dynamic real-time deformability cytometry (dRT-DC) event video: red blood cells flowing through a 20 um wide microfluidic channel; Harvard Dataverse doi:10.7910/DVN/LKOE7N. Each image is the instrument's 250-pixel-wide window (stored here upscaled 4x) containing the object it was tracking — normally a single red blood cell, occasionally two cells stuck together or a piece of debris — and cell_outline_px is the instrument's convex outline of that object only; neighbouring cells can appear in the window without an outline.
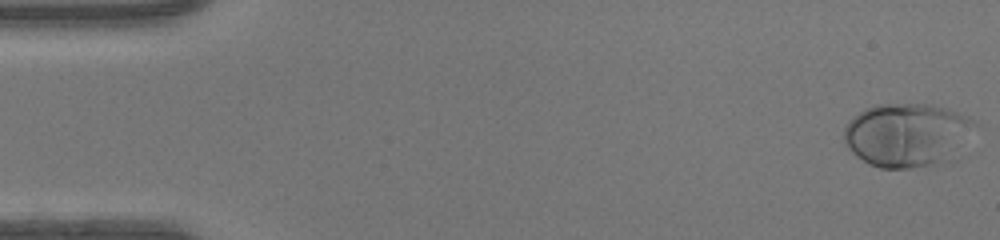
{"species": "human", "species_latin": "Homo sapiens", "temperature_condition": "warm", "stored_images_in_passage": 47, "camera_frame_rate_fps": 3000, "um_per_image_px": 0.085, "donor": {"sex": "female"}, "frame": {"image": 1, "passage_image": 1, "time_ms": 0.0, "image_size_px": [1000, 240], "cell_outline_px": [[980, 124], [956, 160], [952, 164], [912, 168], [880, 168], [868, 164], [856, 156], [848, 148], [844, 140], [844, 128], [848, 120], [864, 108], [876, 104], [928, 104], [948, 108], [968, 116], [976, 120]], "centroid_in_image_um": [77.22, 11.5], "position_along_channel_um": 7.8, "area_um2": 50.46}}
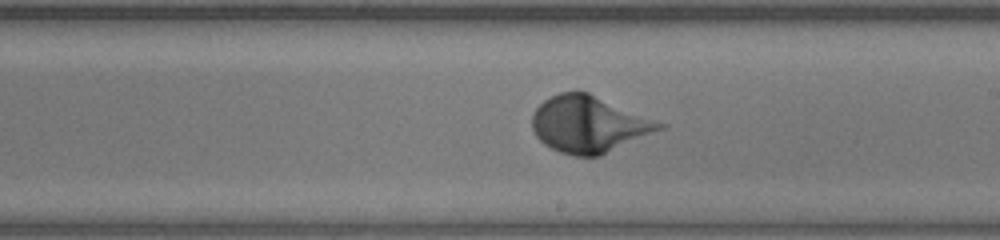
{"frame": {"image": 2, "passage_image": 27, "time_ms": 8.667, "image_size_px": [1000, 240], "cell_outline_px": [[668, 124], [664, 128], [600, 156], [576, 156], [560, 152], [544, 144], [536, 136], [532, 128], [532, 116], [536, 108], [544, 100], [560, 92], [576, 88], [588, 92]], "centroid_in_image_um": [50.06, 10.54], "position_along_channel_um": 238.9, "area_um2": 42.19}}
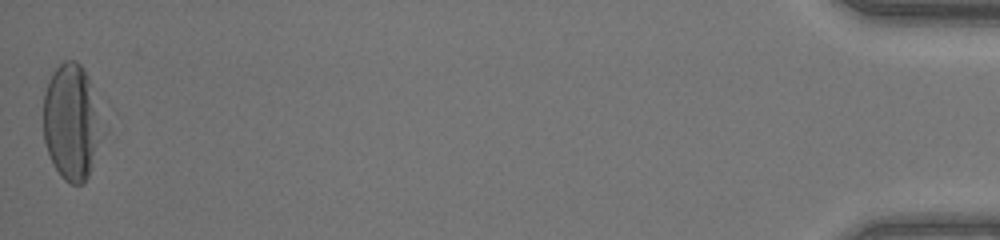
{"frame": {"image": 3, "passage_image": 47, "time_ms": 15.333, "image_size_px": [1000, 240], "cell_outline_px": [[108, 128], [88, 176], [84, 184], [72, 184], [64, 180], [60, 176], [48, 152], [44, 140], [44, 92], [48, 80], [52, 72], [64, 60], [76, 60], [80, 64], [88, 80]], "centroid_in_image_um": [6.15, 10.4], "position_along_channel_um": 429.1, "area_um2": 40.63}, "authors_computed_cell_mechanics": {"area_um2": 40.3444, "velocity_mm_per_s": 4.3635, "shape_relaxation_time_tau1_ms": 2.7585, "shape_relaxation_time_tau2_ms": null, "deformation_change_tau1": 0.197, "deformation_change_tau2": null}}